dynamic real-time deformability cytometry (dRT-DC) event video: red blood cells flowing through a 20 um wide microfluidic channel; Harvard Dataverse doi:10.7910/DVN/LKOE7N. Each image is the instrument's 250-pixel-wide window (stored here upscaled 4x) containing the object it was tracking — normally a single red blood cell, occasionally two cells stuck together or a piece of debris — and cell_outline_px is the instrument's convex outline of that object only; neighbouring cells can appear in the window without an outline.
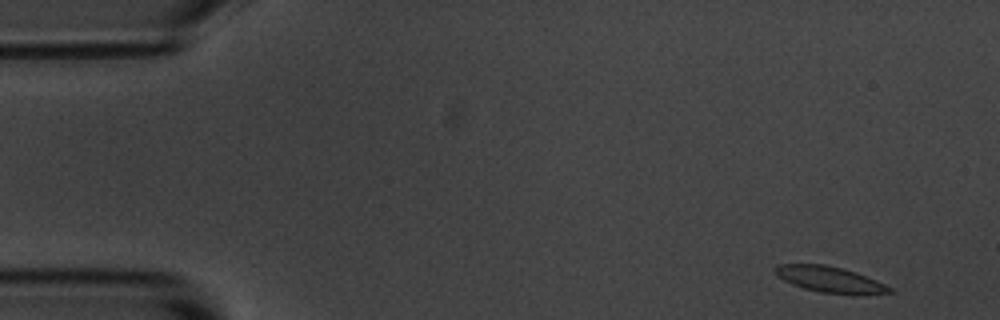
{"species": "common noctule bat (a hibernating species)", "species_latin": "Nyctalus noctula", "temperature_condition": "room temperature", "stored_images_in_passage": 53, "camera_frame_rate_fps": 3000, "um_per_image_px": 0.085, "animal": {"sex": "male", "body_mass_g": 20.1, "forearm_length_mm": 53.5}, "frame": {"image": 1, "passage_image": 1, "time_ms": 0.0, "image_size_px": [1000, 320], "cell_outline_px": [[896, 292], [820, 292], [804, 288], [792, 284], [776, 276], [772, 268], [776, 264], [824, 264], [856, 272], [876, 280], [892, 288]], "centroid_in_image_um": [70.4, 23.7], "position_along_channel_um": 14.6, "area_um2": 16.59}}
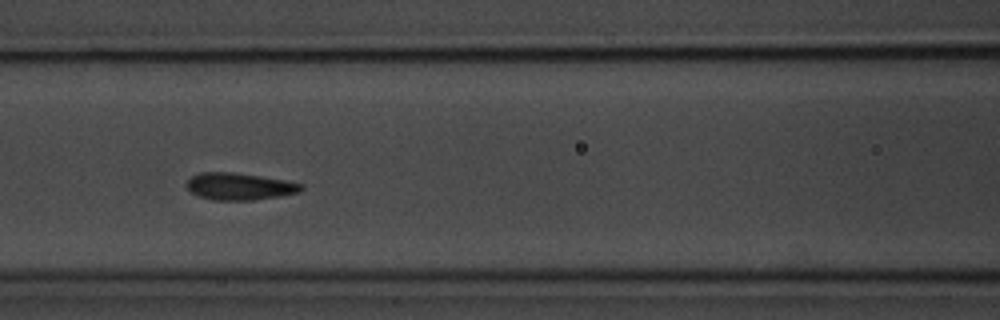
{"frame": {"image": 2, "passage_image": 21, "time_ms": 6.667, "image_size_px": [1000, 320], "cell_outline_px": [[304, 188], [300, 192], [280, 196], [252, 200], [212, 200], [200, 196], [192, 192], [184, 184], [192, 176], [200, 172], [232, 172], [260, 176], [284, 180], [304, 184]], "centroid_in_image_um": [20.36, 15.84], "position_along_channel_um": 146.2, "area_um2": 18.03}}
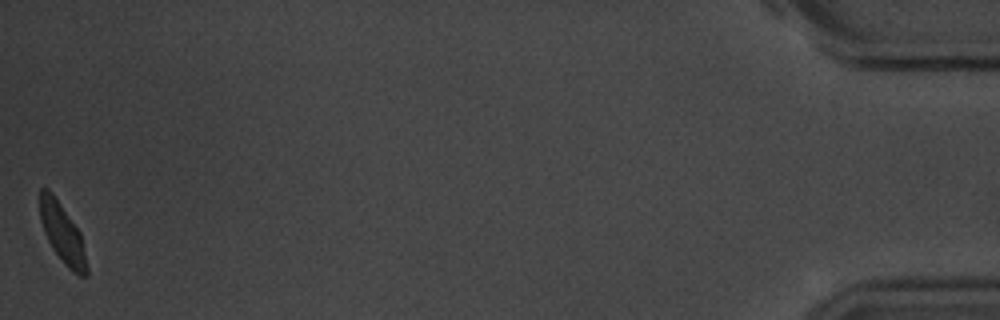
{"frame": {"image": 3, "passage_image": 53, "time_ms": 17.333, "image_size_px": [1000, 320], "cell_outline_px": [[88, 276], [80, 276], [72, 272], [64, 264], [52, 248], [44, 232], [40, 220], [40, 188], [48, 188], [52, 192], [80, 232], [88, 268]], "centroid_in_image_um": [5.3, 19.86], "position_along_channel_um": 429.9, "area_um2": 16.18}, "authors_computed_cell_mechanics": {"area_um2": 17.5134, "velocity_mm_per_s": 3.5705, "shape_relaxation_time_tau1_ms": 2.0921, "shape_relaxation_time_tau2_ms": 1.0235, "deformation_change_tau1": 0.0931, "deformation_change_tau2": 0.0566}}